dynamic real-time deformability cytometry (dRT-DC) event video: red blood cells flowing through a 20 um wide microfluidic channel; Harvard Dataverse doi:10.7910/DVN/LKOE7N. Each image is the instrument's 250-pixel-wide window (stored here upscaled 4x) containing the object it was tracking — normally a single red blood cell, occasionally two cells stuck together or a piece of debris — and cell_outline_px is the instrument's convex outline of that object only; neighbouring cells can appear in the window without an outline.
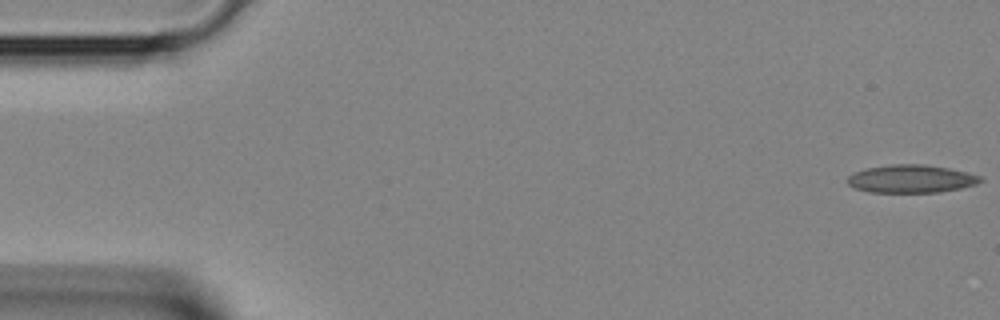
{"species": "Egyptian fruit bat (a non-hibernating species)", "species_latin": "Rousettus aegyptiacus", "temperature_condition": "room temperature", "stored_images_in_passage": 4, "segment_of_instrument_passage": [2, 2], "camera_frame_rate_fps": 3000, "um_per_image_px": 0.085, "animal": {"sex": "female"}, "frame": {"image": 1, "passage_image": 4, "time_ms": 1.0, "image_size_px": [1000, 320], "cell_outline_px": [[984, 180], [976, 184], [960, 188], [940, 192], [868, 192], [856, 188], [848, 184], [848, 176], [856, 172], [868, 168], [892, 164], [920, 164], [948, 168], [980, 176]], "centroid_in_image_um": [77.45, 15.2], "position_along_channel_um": 7.5, "area_um2": 21.33}}